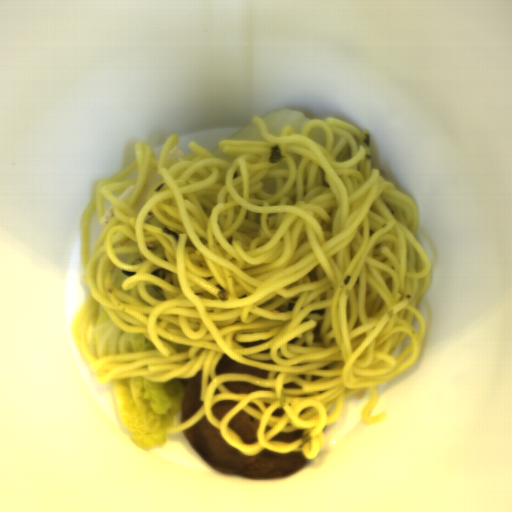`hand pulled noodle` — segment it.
Masks as SVG:
<instances>
[{
  "mask_svg": "<svg viewBox=\"0 0 512 512\" xmlns=\"http://www.w3.org/2000/svg\"><path fill=\"white\" fill-rule=\"evenodd\" d=\"M310 119L299 133L286 123L273 135L253 116L263 140L217 142L232 161L195 140L192 153L167 160L177 132L158 156L138 142L132 162L91 186L80 217L90 295L71 334L101 385H165L200 372L202 407L165 435L205 416L242 455L266 449L313 461L347 398L368 389L362 422L388 420L385 410L370 416L377 386L421 357L427 320L418 302L433 274L416 236L418 206L373 167L368 128ZM102 309L157 349L95 358L86 327ZM223 354L269 369L268 379L215 375ZM229 381L273 389L235 394ZM290 382L303 387L283 388ZM223 400L238 403L220 421L212 406ZM241 410L259 420L256 444L229 426ZM299 430L294 442L270 440Z\"/></svg>",
  "mask_w": 512,
  "mask_h": 512,
  "instance_id": "hand-pulled-noodle-1",
  "label": "hand pulled noodle"
}]
</instances>
